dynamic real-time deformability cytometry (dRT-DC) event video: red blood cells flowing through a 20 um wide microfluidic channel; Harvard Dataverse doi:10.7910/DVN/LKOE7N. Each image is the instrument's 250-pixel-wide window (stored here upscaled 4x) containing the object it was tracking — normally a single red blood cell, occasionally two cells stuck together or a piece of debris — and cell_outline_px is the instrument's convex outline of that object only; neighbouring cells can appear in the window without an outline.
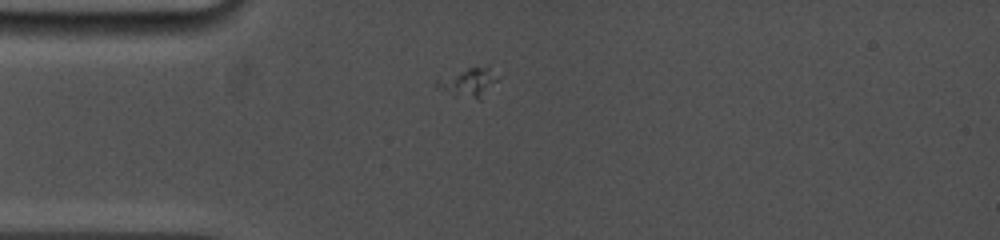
{"species": "common noctule bat (a hibernating species)", "species_latin": "Nyctalus noctula", "temperature_condition": "cold", "stored_images_in_passage": 9, "camera_frame_rate_fps": 5000, "um_per_image_px": 0.085, "animal": {"sex": "female", "body_mass_g": 19.0, "forearm_length_mm": 53.3}, "frame": {"image": 1, "passage_image": 4, "time_ms": 1.8, "image_size_px": [1000, 240], "cell_outline_px": [[496, 80], [480, 100], [476, 100], [436, 88], [436, 76], [468, 68], [488, 64]], "centroid_in_image_um": [39.75, 6.96], "position_along_channel_um": 45.3, "area_um2": 10.12}}